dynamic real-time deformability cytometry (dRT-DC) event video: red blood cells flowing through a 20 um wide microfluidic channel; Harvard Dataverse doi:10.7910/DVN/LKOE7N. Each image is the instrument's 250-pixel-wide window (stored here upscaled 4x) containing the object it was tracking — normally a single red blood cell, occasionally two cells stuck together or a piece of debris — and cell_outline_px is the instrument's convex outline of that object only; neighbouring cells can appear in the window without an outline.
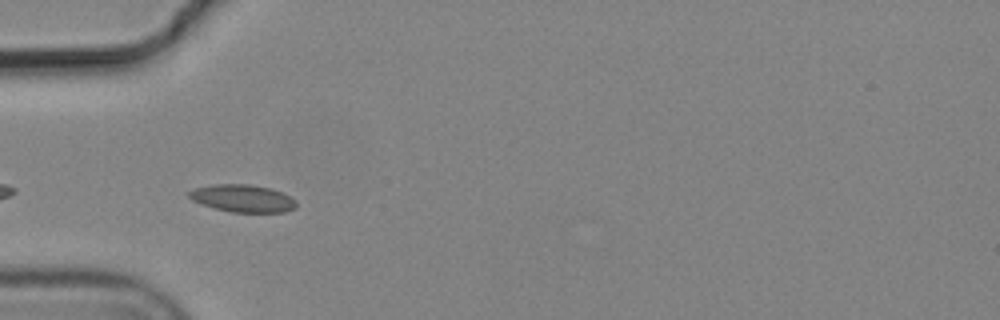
{"species": "common noctule bat (a hibernating species)", "species_latin": "Nyctalus noctula", "temperature_condition": "cold", "stored_images_in_passage": 3, "camera_frame_rate_fps": 3000, "um_per_image_px": 0.085, "animal": {"sex": "male", "body_mass_g": 19.2, "forearm_length_mm": 51.8}, "frame": {"image": 1, "passage_image": 2, "time_ms": 0.333, "image_size_px": [1000, 320], "cell_outline_px": [[296, 208], [284, 212], [232, 212], [216, 208], [192, 200], [188, 196], [188, 192], [192, 188], [212, 184], [252, 184], [272, 188], [296, 200]], "centroid_in_image_um": [20.62, 16.84], "position_along_channel_um": 64.4, "area_um2": 17.17}}
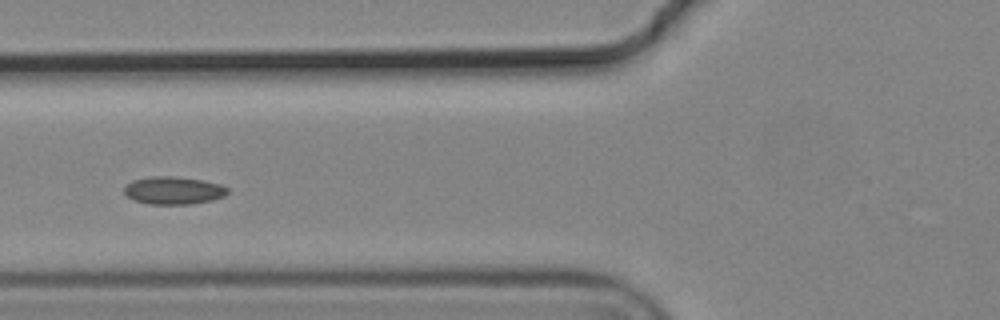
{"frame": {"image": 2, "passage_image": 3, "time_ms": 0.667, "image_size_px": [1000, 320], "cell_outline_px": [[228, 192], [224, 196], [212, 200], [188, 204], [148, 204], [132, 200], [124, 192], [124, 188], [132, 180], [152, 176], [172, 176], [204, 180], [220, 184], [228, 188]], "centroid_in_image_um": [14.74, 16.18], "position_along_channel_um": 111.1, "area_um2": 16.7}}